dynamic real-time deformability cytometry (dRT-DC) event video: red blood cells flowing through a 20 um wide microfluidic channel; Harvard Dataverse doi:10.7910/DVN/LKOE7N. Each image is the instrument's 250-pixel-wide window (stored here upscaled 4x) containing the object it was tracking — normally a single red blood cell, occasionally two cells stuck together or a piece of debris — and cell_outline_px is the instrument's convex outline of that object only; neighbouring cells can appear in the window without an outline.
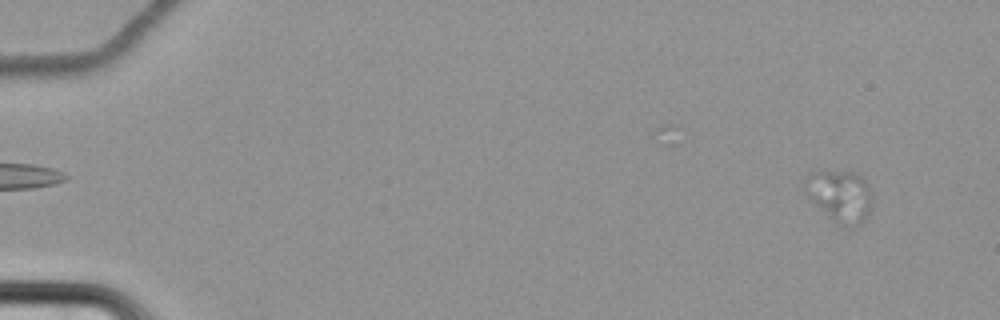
{"species": "common noctule bat (a hibernating species)", "species_latin": "Nyctalus noctula", "temperature_condition": "cold", "stored_images_in_passage": 26, "camera_frame_rate_fps": 3000, "um_per_image_px": 0.085, "animal": {"sex": "female", "body_mass_g": 22.7, "forearm_length_mm": 54.2}, "frame": {"image": 1, "passage_image": 6, "time_ms": 1.667, "image_size_px": [1000, 320], "cell_outline_px": [[872, 204], [868, 216], [860, 228], [836, 220], [816, 204], [804, 192], [804, 180], [808, 172], [852, 172], [860, 176], [868, 184], [872, 192]], "centroid_in_image_um": [71.44, 16.63], "position_along_channel_um": 13.6, "area_um2": 19.88}}
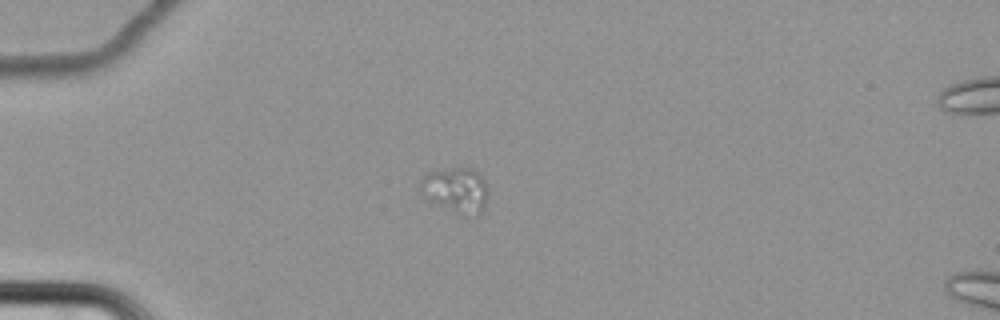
{"frame": {"image": 2, "passage_image": 22, "time_ms": 7.0, "image_size_px": [1000, 320], "cell_outline_px": [[488, 196], [484, 208], [480, 212], [476, 212], [456, 208], [440, 204], [428, 200], [420, 192], [420, 180], [428, 172], [456, 168], [472, 168], [484, 180], [488, 192]], "centroid_in_image_um": [38.73, 16.05], "position_along_channel_um": 46.3, "area_um2": 16.59}}